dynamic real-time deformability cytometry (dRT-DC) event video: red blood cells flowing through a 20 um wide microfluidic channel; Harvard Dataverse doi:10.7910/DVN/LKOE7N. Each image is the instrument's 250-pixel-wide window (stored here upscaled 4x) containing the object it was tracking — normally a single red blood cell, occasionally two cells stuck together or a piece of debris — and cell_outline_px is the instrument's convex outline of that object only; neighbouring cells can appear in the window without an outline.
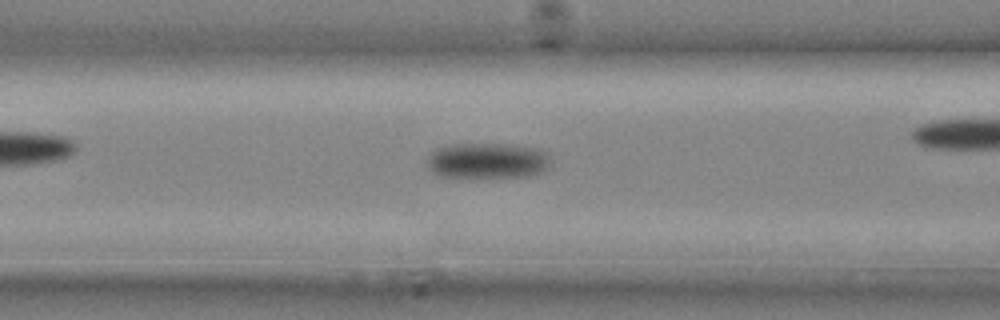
{"species": "common noctule bat (a hibernating species)", "species_latin": "Nyctalus noctula", "temperature_condition": "cold", "stored_images_in_passage": 18, "camera_frame_rate_fps": 3000, "um_per_image_px": 0.085, "animal": {"sex": "male", "body_mass_g": 20.4}, "frame": {"image": 1, "passage_image": 6, "time_ms": 1.667, "image_size_px": [1000, 320], "cell_outline_px": [[548, 168], [540, 172], [528, 176], [440, 176], [432, 172], [428, 168], [428, 156], [436, 148], [448, 144], [508, 144], [540, 148], [548, 152]], "centroid_in_image_um": [41.43, 13.63], "position_along_channel_um": 125.2, "area_um2": 25.49}}
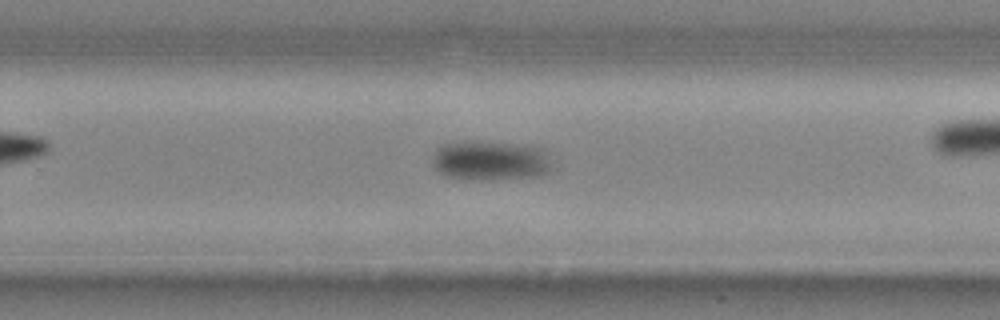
{"frame": {"image": 2, "passage_image": 13, "time_ms": 4.0, "image_size_px": [1000, 320], "cell_outline_px": [[548, 172], [536, 176], [492, 180], [476, 180], [448, 176], [440, 172], [432, 164], [432, 156], [436, 148], [440, 144], [468, 140], [476, 140], [512, 144], [536, 148], [548, 164]], "centroid_in_image_um": [41.49, 13.65], "position_along_channel_um": 288.3, "area_um2": 27.05}}